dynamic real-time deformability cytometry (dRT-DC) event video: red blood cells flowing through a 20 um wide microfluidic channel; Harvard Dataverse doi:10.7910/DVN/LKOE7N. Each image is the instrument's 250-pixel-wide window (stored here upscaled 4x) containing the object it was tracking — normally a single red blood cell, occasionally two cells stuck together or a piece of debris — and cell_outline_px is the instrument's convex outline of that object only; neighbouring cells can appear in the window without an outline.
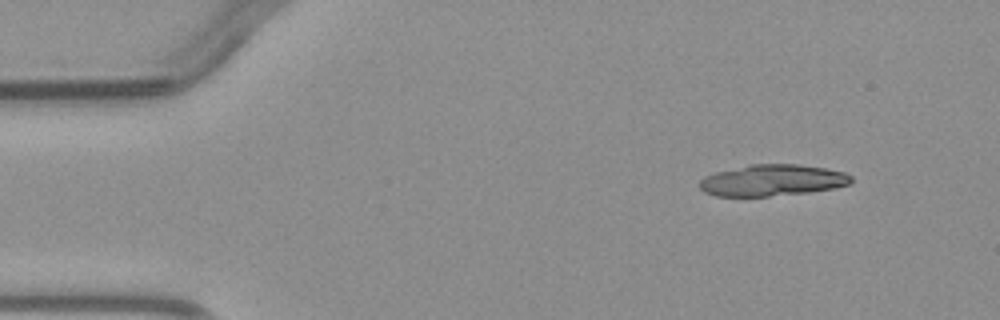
{"species": "common noctule bat (a hibernating species)", "species_latin": "Nyctalus noctula", "temperature_condition": "warm", "stored_images_in_passage": 1, "camera_frame_rate_fps": 3000, "um_per_image_px": 0.085, "animal": {"sex": "male", "body_mass_g": 23.1, "forearm_length_mm": 52.7}, "frame": {"image": 1, "passage_image": 1, "time_ms": 0.0, "image_size_px": [1000, 320], "cell_outline_px": [[852, 180], [848, 184], [832, 188], [808, 192], [768, 196], [716, 196], [704, 192], [700, 188], [700, 180], [704, 176], [716, 172], [748, 164], [796, 164], [824, 168], [844, 172], [852, 176]], "centroid_in_image_um": [65.61, 15.32], "position_along_channel_um": 19.4, "area_um2": 27.57}}